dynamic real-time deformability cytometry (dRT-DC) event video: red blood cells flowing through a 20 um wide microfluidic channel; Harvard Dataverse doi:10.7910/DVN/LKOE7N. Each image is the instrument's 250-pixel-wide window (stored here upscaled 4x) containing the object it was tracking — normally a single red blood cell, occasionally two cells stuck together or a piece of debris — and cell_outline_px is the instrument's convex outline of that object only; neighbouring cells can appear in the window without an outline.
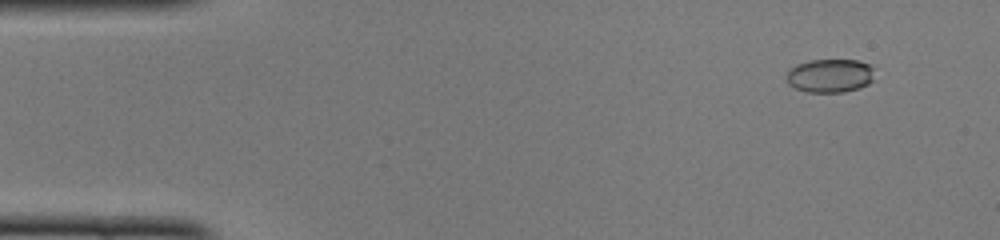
{"species": "common noctule bat (a hibernating species)", "species_latin": "Nyctalus noctula", "temperature_condition": "cold", "stored_images_in_passage": 49, "camera_frame_rate_fps": 3000, "um_per_image_px": 0.085, "animal": {"sex": "female", "body_mass_g": 22.0, "forearm_length_mm": 56.7}, "frame": {"image": 1, "passage_image": 4, "time_ms": 1.0, "image_size_px": [1000, 240], "cell_outline_px": [[872, 80], [868, 84], [860, 88], [844, 92], [808, 92], [796, 88], [788, 84], [784, 76], [796, 64], [812, 60], [856, 60], [868, 64], [872, 68]], "centroid_in_image_um": [70.52, 6.44], "position_along_channel_um": 14.5, "area_um2": 17.17}}
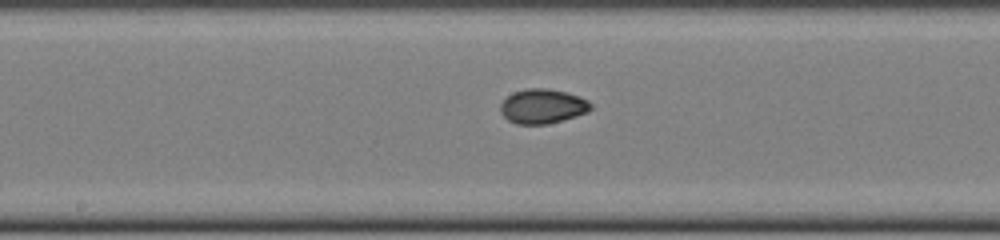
{"frame": {"image": 2, "passage_image": 25, "time_ms": 8.0, "image_size_px": [1000, 240], "cell_outline_px": [[592, 108], [588, 112], [576, 116], [548, 124], [516, 124], [508, 120], [500, 112], [500, 104], [512, 92], [528, 88], [548, 88], [568, 92], [580, 96], [588, 100], [592, 104]], "centroid_in_image_um": [46.14, 9.02], "position_along_channel_um": 202.1, "area_um2": 18.38}}
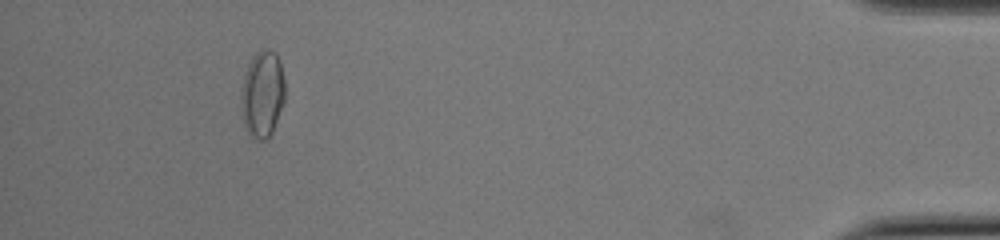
{"frame": {"image": 3, "passage_image": 45, "time_ms": 14.667, "image_size_px": [1000, 240], "cell_outline_px": [[284, 100], [272, 132], [264, 140], [252, 140], [244, 124], [240, 108], [240, 100], [244, 76], [248, 64], [252, 56], [260, 48], [268, 48], [276, 52], [280, 60], [284, 80]], "centroid_in_image_um": [22.29, 7.96], "position_along_channel_um": 412.9, "area_um2": 22.43}, "authors_computed_cell_mechanics": {"area_um2": 18.0336, "velocity_mm_per_s": 4.1143, "shape_relaxation_time_tau1_ms": 4.114, "shape_relaxation_time_tau2_ms": 1.1403, "deformation_change_tau1": 0.1321, "deformation_change_tau2": 0.0324}}